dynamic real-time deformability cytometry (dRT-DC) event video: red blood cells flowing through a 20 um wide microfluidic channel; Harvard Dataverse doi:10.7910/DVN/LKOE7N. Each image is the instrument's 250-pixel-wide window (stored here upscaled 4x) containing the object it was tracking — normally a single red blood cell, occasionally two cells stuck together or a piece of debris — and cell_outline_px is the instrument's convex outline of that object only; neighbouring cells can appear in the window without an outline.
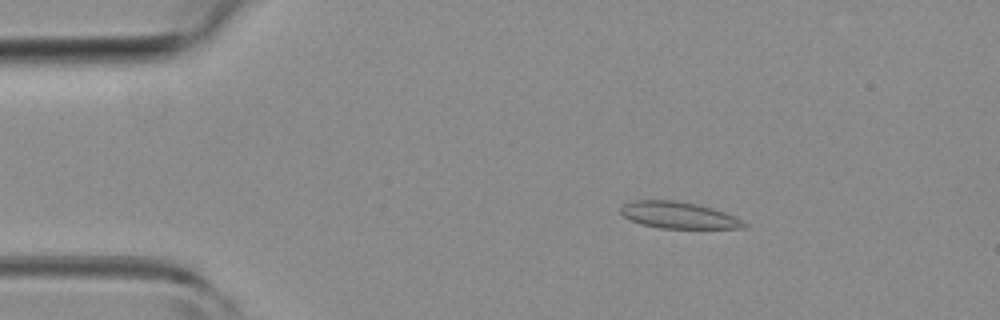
{"species": "common noctule bat (a hibernating species)", "species_latin": "Nyctalus noctula", "temperature_condition": "room temperature", "stored_images_in_passage": 47, "camera_frame_rate_fps": 3000, "um_per_image_px": 0.085, "animal": {"sex": "female", "body_mass_g": 19.3, "forearm_length_mm": 54.1}, "frame": {"image": 1, "passage_image": 8, "time_ms": 2.333, "image_size_px": [1000, 320], "cell_outline_px": [[748, 224], [744, 228], [660, 228], [640, 224], [624, 216], [620, 212], [620, 208], [624, 204], [632, 200], [676, 200], [696, 204], [712, 208], [736, 216]], "centroid_in_image_um": [57.68, 18.28], "position_along_channel_um": 27.3, "area_um2": 19.13}}
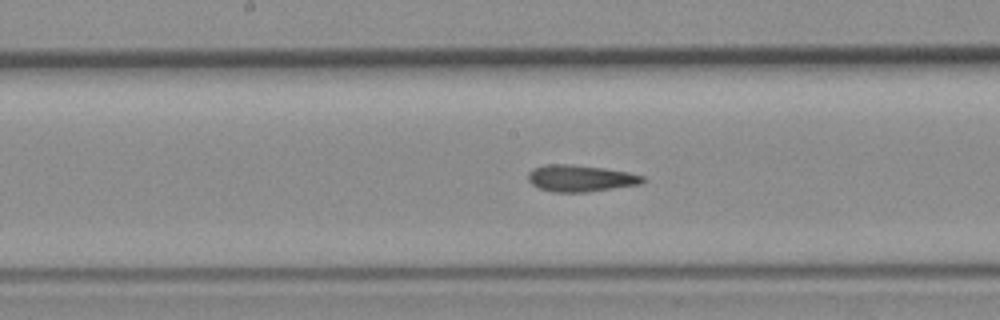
{"frame": {"image": 2, "passage_image": 24, "time_ms": 7.667, "image_size_px": [1000, 320], "cell_outline_px": [[648, 180], [640, 184], [588, 192], [552, 192], [540, 188], [532, 184], [528, 180], [528, 172], [532, 168], [548, 164], [572, 164], [604, 168], [628, 172], [644, 176]], "centroid_in_image_um": [49.35, 15.15], "position_along_channel_um": 198.8, "area_um2": 17.92}}
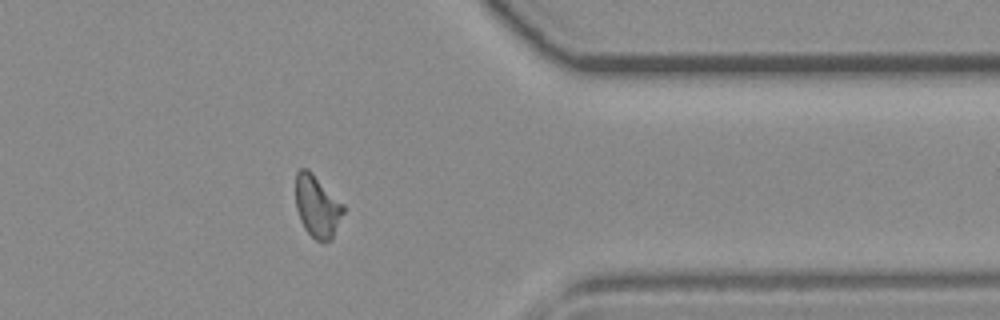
{"frame": {"image": 3, "passage_image": 38, "time_ms": 12.333, "image_size_px": [1000, 320], "cell_outline_px": [[344, 212], [332, 240], [324, 244], [316, 240], [304, 228], [300, 220], [296, 208], [296, 172], [300, 168], [308, 168], [344, 204]], "centroid_in_image_um": [26.97, 17.55], "position_along_channel_um": 384.4, "area_um2": 17.51}, "authors_computed_cell_mechanics": {"area_um2": 17.8602, "velocity_mm_per_s": 4.3202, "shape_relaxation_time_tau1_ms": null, "shape_relaxation_time_tau2_ms": 5.7597, "deformation_change_tau1": null, "deformation_change_tau2": 0.1384}}